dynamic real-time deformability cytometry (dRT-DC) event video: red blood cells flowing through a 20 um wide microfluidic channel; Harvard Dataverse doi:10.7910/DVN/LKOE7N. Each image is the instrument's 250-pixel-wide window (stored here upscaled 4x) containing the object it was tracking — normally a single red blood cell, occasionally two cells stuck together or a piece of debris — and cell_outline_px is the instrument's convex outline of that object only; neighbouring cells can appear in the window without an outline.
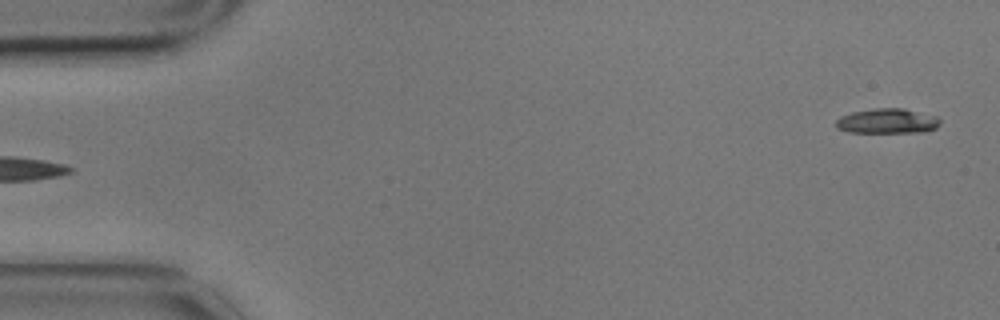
{"species": "common noctule bat (a hibernating species)", "species_latin": "Nyctalus noctula", "temperature_condition": "cold", "stored_images_in_passage": 5, "segment_of_instrument_passage": [2, 2], "camera_frame_rate_fps": 3000, "um_per_image_px": 0.085, "animal": {"sex": "male", "body_mass_g": 17.9}, "frame": {"image": 1, "passage_image": 5, "time_ms": 1.333, "image_size_px": [1000, 320], "cell_outline_px": [[940, 124], [936, 128], [920, 132], [848, 132], [836, 128], [836, 120], [840, 116], [852, 112], [872, 108], [904, 108], [936, 116], [940, 120]], "centroid_in_image_um": [75.4, 10.28], "position_along_channel_um": 9.6, "area_um2": 15.14}}